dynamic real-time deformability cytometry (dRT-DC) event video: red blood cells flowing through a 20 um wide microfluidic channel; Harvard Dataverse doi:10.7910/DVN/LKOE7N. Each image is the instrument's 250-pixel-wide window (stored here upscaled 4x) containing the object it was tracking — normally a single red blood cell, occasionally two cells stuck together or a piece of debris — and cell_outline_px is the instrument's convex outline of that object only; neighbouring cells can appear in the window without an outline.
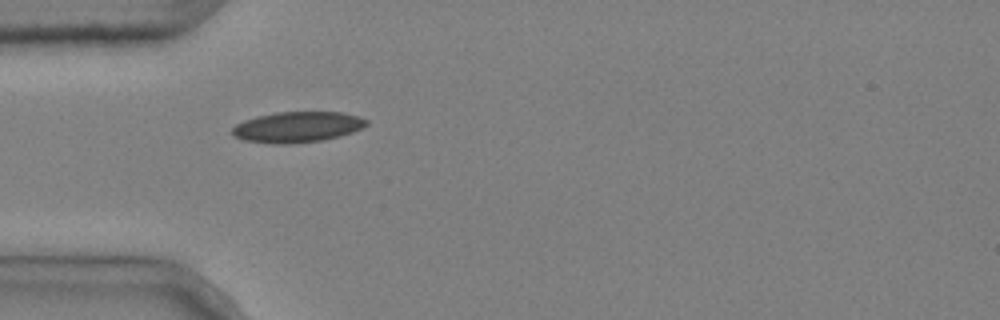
{"species": "common noctule bat (a hibernating species)", "species_latin": "Nyctalus noctula", "temperature_condition": "cold", "stored_images_in_passage": 2, "camera_frame_rate_fps": 3000, "um_per_image_px": 0.085, "animal": {"sex": "male", "body_mass_g": 20.4}, "frame": {"image": 1, "passage_image": 1, "time_ms": 0.0, "image_size_px": [1000, 320], "cell_outline_px": [[368, 124], [352, 132], [340, 136], [324, 140], [292, 144], [272, 144], [244, 140], [232, 136], [232, 128], [236, 124], [244, 120], [256, 116], [276, 112], [340, 112], [360, 116], [368, 120]], "centroid_in_image_um": [25.26, 10.8], "position_along_channel_um": 59.7, "area_um2": 24.22}}